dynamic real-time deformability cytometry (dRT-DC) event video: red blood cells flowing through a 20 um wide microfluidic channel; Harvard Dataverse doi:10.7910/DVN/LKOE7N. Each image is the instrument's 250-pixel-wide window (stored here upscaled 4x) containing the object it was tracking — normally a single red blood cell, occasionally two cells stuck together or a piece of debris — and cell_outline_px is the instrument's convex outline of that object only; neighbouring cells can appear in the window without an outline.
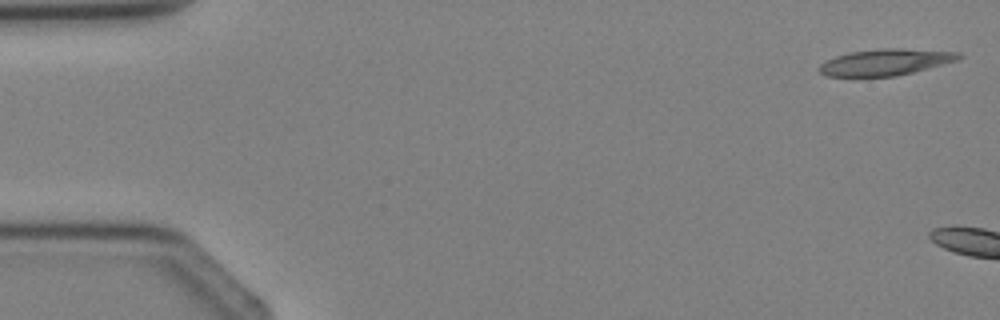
{"species": "Egyptian fruit bat (a non-hibernating species)", "species_latin": "Rousettus aegyptiacus", "temperature_condition": "cold", "stored_images_in_passage": 3, "camera_frame_rate_fps": 3000, "um_per_image_px": 0.085, "animal": {"sex": "female"}, "frame": {"image": 1, "passage_image": 1, "time_ms": 0.0, "image_size_px": [1000, 320], "cell_outline_px": [[964, 56], [960, 60], [896, 76], [824, 76], [816, 68], [820, 64], [836, 56], [848, 52], [880, 48], [900, 48], [960, 52]], "centroid_in_image_um": [75.29, 5.27], "position_along_channel_um": 9.7, "area_um2": 21.56}}